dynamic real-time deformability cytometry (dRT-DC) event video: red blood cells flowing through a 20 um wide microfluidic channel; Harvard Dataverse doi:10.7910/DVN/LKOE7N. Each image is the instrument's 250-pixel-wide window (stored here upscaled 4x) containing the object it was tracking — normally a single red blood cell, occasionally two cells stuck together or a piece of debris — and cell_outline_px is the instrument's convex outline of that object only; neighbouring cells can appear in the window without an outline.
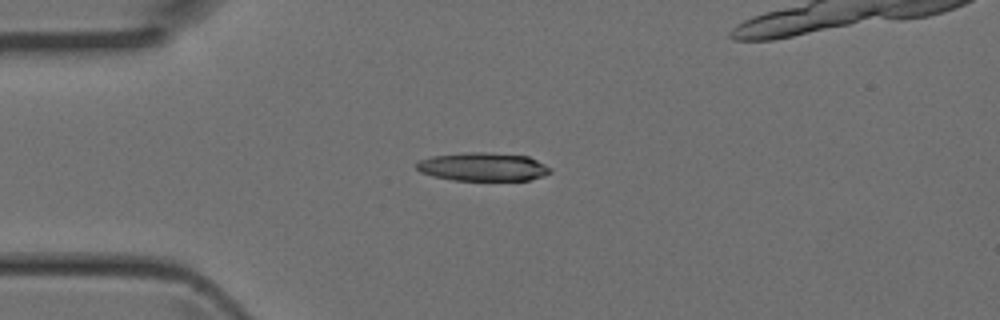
{"species": "Egyptian fruit bat (a non-hibernating species)", "species_latin": "Rousettus aegyptiacus", "temperature_condition": "room temperature", "stored_images_in_passage": 2, "camera_frame_rate_fps": 3000, "um_per_image_px": 0.085, "animal": {"sex": "female"}, "frame": {"image": 1, "passage_image": 2, "time_ms": 0.333, "image_size_px": [1000, 320], "cell_outline_px": [[552, 172], [544, 176], [528, 180], [452, 180], [420, 172], [416, 168], [416, 164], [420, 160], [432, 156], [468, 152], [484, 152], [528, 156], [552, 168]], "centroid_in_image_um": [41.08, 14.18], "position_along_channel_um": 43.9, "area_um2": 22.02}}